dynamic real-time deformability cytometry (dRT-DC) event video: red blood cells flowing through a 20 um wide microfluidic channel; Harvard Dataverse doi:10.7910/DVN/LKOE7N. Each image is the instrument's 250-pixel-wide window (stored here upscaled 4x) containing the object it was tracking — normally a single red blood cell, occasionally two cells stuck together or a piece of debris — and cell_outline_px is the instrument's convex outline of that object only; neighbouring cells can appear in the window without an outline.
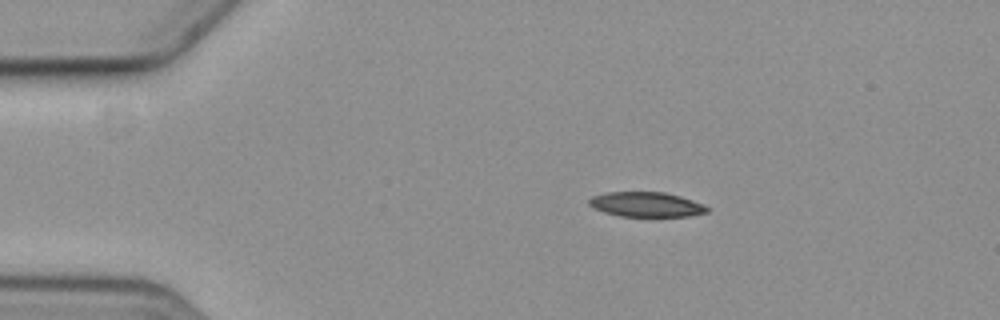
{"species": "common noctule bat (a hibernating species)", "species_latin": "Nyctalus noctula", "temperature_condition": "cold", "stored_images_in_passage": 48, "camera_frame_rate_fps": 3000, "um_per_image_px": 0.085, "animal": {"sex": "female", "body_mass_g": 19.3, "forearm_length_mm": 54.1}, "frame": {"image": 1, "passage_image": 1, "time_ms": 0.0, "image_size_px": [1000, 320], "cell_outline_px": [[708, 212], [688, 216], [620, 216], [604, 212], [588, 204], [588, 200], [592, 196], [604, 192], [664, 192], [680, 196], [704, 204], [708, 208]], "centroid_in_image_um": [54.92, 17.37], "position_along_channel_um": 30.1, "area_um2": 16.99}}
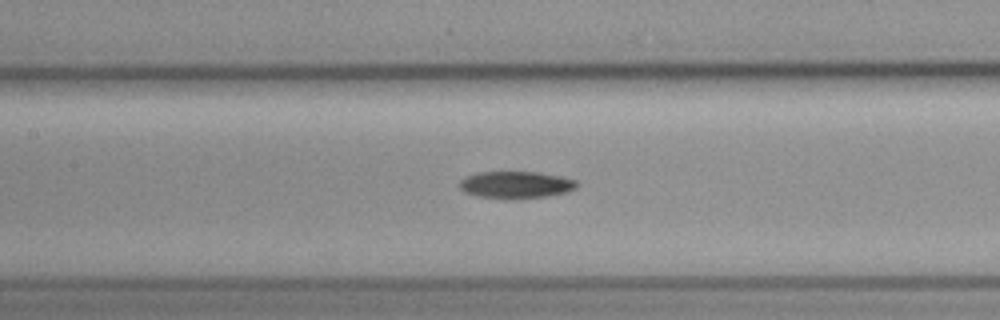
{"frame": {"image": 2, "passage_image": 17, "time_ms": 5.333, "image_size_px": [1000, 320], "cell_outline_px": [[580, 184], [576, 188], [568, 192], [548, 196], [476, 196], [464, 192], [460, 188], [460, 180], [468, 176], [480, 172], [540, 172], [560, 176], [576, 180]], "centroid_in_image_um": [43.91, 15.66], "position_along_channel_um": 163.5, "area_um2": 17.74}}
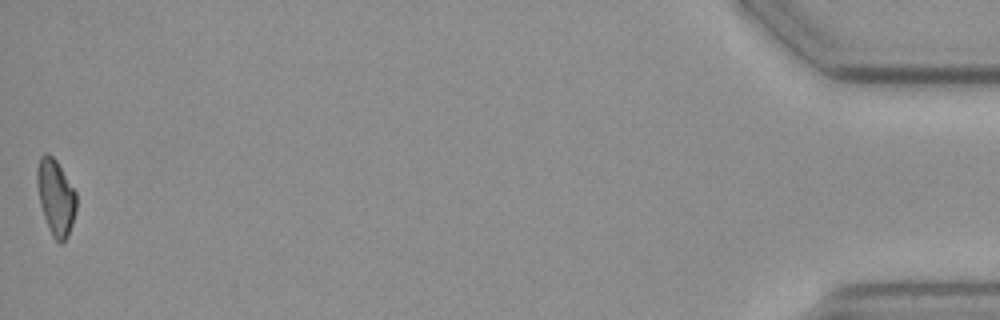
{"frame": {"image": 3, "passage_image": 48, "time_ms": 15.667, "image_size_px": [1000, 320], "cell_outline_px": [[76, 208], [72, 224], [68, 236], [64, 244], [60, 244], [52, 236], [44, 216], [40, 204], [36, 180], [36, 168], [40, 156], [44, 152], [48, 152], [56, 160], [76, 192]], "centroid_in_image_um": [4.73, 16.75], "position_along_channel_um": 430.5, "area_um2": 17.46}}